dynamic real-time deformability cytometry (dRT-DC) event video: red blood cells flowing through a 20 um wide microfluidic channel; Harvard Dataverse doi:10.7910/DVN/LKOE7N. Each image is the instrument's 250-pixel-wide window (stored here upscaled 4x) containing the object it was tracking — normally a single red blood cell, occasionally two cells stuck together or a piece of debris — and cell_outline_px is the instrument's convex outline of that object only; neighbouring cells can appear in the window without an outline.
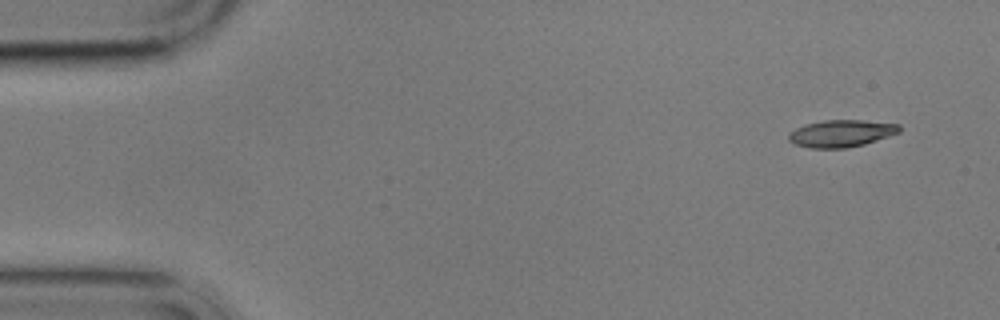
{"species": "common noctule bat (a hibernating species)", "species_latin": "Nyctalus noctula", "temperature_condition": "cold", "stored_images_in_passage": 3, "camera_frame_rate_fps": 3000, "um_per_image_px": 0.085, "animal": {"sex": "male", "body_mass_g": 17.9}, "frame": {"image": 1, "passage_image": 1, "time_ms": 0.0, "image_size_px": [1000, 320], "cell_outline_px": [[900, 132], [864, 144], [844, 148], [808, 148], [796, 144], [788, 140], [788, 132], [804, 124], [824, 120], [864, 120], [900, 124]], "centroid_in_image_um": [71.48, 11.33], "position_along_channel_um": 13.5, "area_um2": 17.51}}